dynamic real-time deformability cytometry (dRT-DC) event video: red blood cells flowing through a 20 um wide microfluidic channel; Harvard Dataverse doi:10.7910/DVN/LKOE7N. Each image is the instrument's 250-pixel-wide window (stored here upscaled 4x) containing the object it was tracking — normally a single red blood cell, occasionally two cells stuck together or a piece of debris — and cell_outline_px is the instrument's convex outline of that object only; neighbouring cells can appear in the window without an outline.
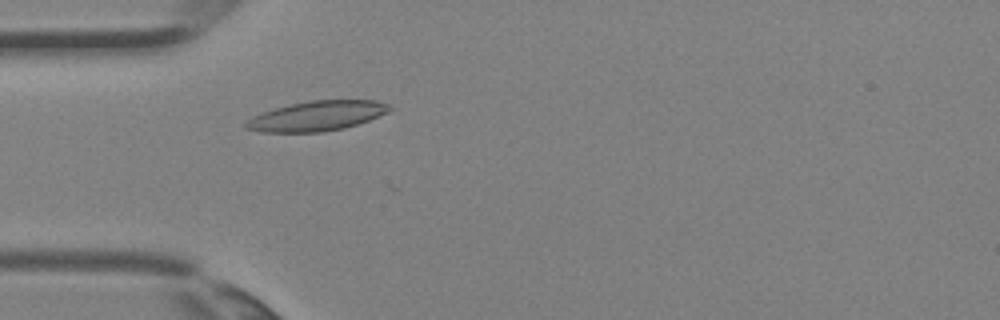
{"species": "Egyptian fruit bat (a non-hibernating species)", "species_latin": "Rousettus aegyptiacus", "temperature_condition": "room temperature", "stored_images_in_passage": 1, "camera_frame_rate_fps": 3000, "um_per_image_px": 0.085, "animal": {"sex": "female"}, "frame": {"image": 1, "passage_image": 1, "time_ms": 0.0, "image_size_px": [1000, 320], "cell_outline_px": [[392, 108], [388, 112], [368, 120], [344, 128], [320, 132], [264, 132], [244, 128], [244, 124], [252, 116], [276, 108], [292, 104], [312, 100], [376, 100], [388, 104]], "centroid_in_image_um": [26.94, 9.85], "position_along_channel_um": 58.1, "area_um2": 24.68}}